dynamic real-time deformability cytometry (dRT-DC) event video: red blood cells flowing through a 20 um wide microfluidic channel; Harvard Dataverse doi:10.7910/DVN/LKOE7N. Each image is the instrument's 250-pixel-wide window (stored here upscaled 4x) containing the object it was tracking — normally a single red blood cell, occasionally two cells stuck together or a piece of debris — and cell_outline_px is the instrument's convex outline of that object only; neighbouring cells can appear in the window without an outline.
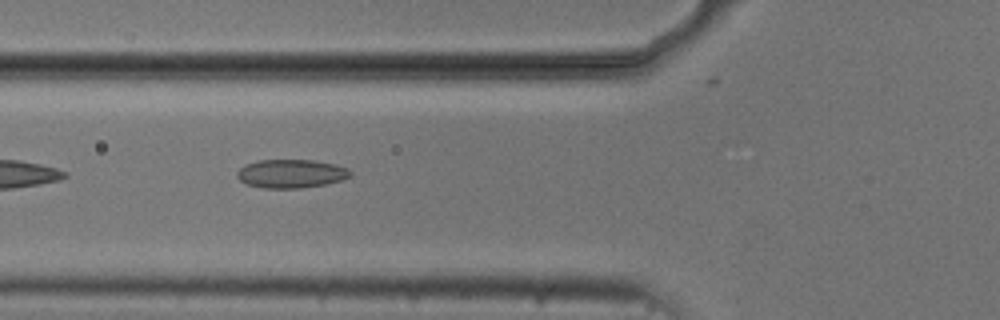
{"species": "common noctule bat (a hibernating species)", "species_latin": "Nyctalus noctula", "temperature_condition": "cold", "stored_images_in_passage": 30, "camera_frame_rate_fps": 3000, "um_per_image_px": 0.085, "animal": {"sex": "male", "body_mass_g": 20.5, "forearm_length_mm": 52.5}, "frame": {"image": 1, "passage_image": 3, "time_ms": 0.667, "image_size_px": [1000, 320], "cell_outline_px": [[352, 176], [344, 180], [324, 184], [300, 188], [264, 188], [248, 184], [240, 180], [236, 176], [236, 172], [244, 164], [260, 160], [312, 160], [336, 164], [348, 168], [352, 172]], "centroid_in_image_um": [24.77, 14.75], "position_along_channel_um": 101.0, "area_um2": 18.96}}
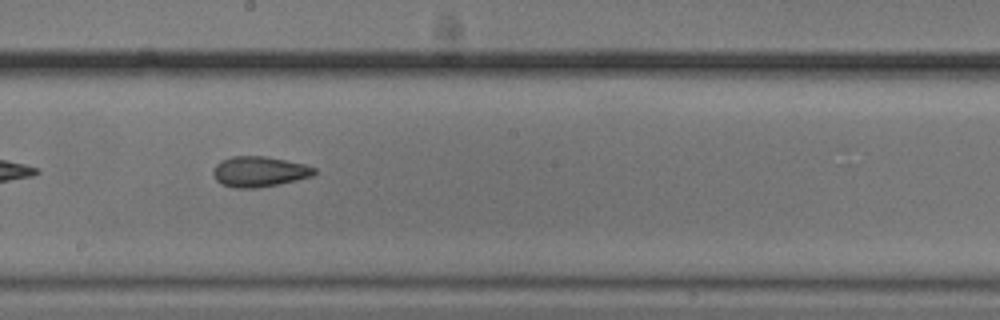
{"frame": {"image": 2, "passage_image": 13, "time_ms": 4.0, "image_size_px": [1000, 320], "cell_outline_px": [[316, 172], [312, 176], [296, 180], [256, 188], [236, 188], [224, 184], [216, 180], [212, 172], [216, 164], [220, 160], [232, 156], [264, 156], [304, 164], [316, 168]], "centroid_in_image_um": [22.02, 14.58], "position_along_channel_um": 226.2, "area_um2": 17.74}}
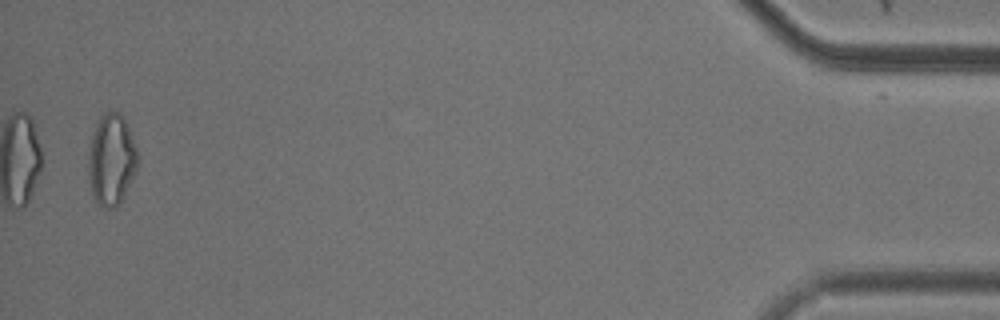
{"frame": {"image": 3, "passage_image": 30, "time_ms": 1678.333, "image_size_px": [1000, 320], "cell_outline_px": [[136, 172], [124, 196], [116, 208], [104, 208], [92, 196], [88, 176], [88, 156], [92, 132], [100, 116], [104, 112], [120, 112], [124, 116], [136, 148]], "centroid_in_image_um": [9.45, 13.57], "position_along_channel_um": 425.8, "area_um2": 26.24}}